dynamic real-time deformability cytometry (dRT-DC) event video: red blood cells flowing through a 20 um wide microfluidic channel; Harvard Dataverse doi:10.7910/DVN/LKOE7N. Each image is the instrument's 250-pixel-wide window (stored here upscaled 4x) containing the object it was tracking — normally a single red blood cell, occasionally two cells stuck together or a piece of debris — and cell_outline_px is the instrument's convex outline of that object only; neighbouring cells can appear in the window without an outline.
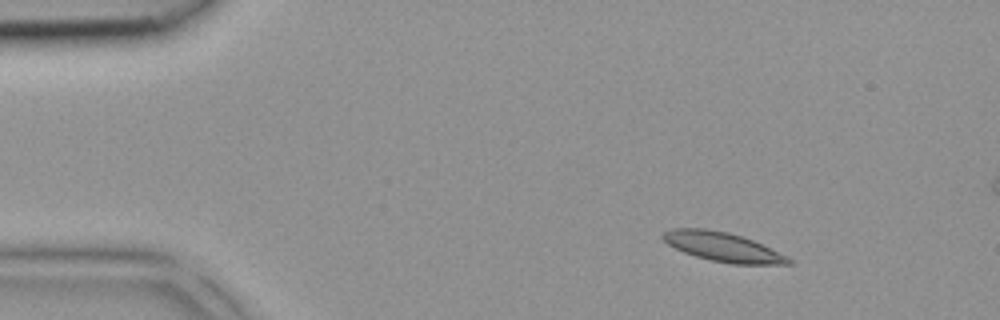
{"species": "common noctule bat (a hibernating species)", "species_latin": "Nyctalus noctula", "temperature_condition": "room temperature", "stored_images_in_passage": 40, "camera_frame_rate_fps": 3000, "um_per_image_px": 0.085, "animal": {"sex": "female", "body_mass_g": 18.4}, "frame": {"image": 1, "passage_image": 2, "time_ms": 0.333, "image_size_px": [1000, 320], "cell_outline_px": [[792, 264], [732, 264], [712, 260], [696, 256], [684, 252], [668, 244], [660, 236], [664, 232], [672, 228], [704, 228], [728, 232], [752, 240], [788, 256], [792, 260]], "centroid_in_image_um": [61.43, 20.98], "position_along_channel_um": 23.6, "area_um2": 21.15}}
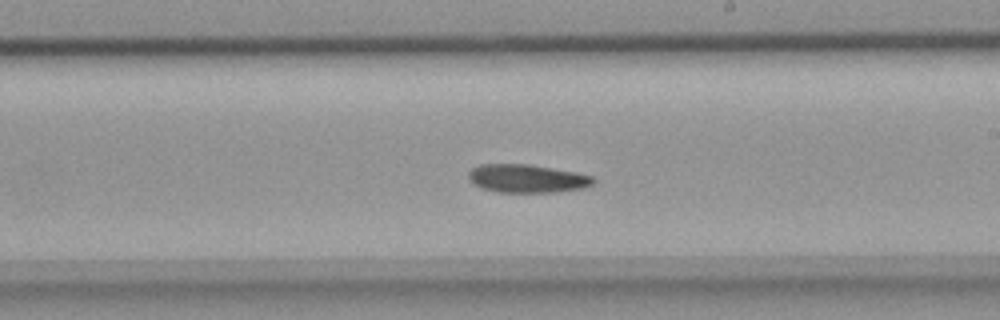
{"frame": {"image": 2, "passage_image": 21, "time_ms": 6.667, "image_size_px": [1000, 320], "cell_outline_px": [[596, 180], [592, 184], [584, 188], [556, 192], [496, 192], [480, 188], [472, 184], [468, 176], [468, 172], [472, 168], [480, 164], [528, 164], [576, 172], [592, 176]], "centroid_in_image_um": [44.77, 15.18], "position_along_channel_um": 244.2, "area_um2": 20.69}}
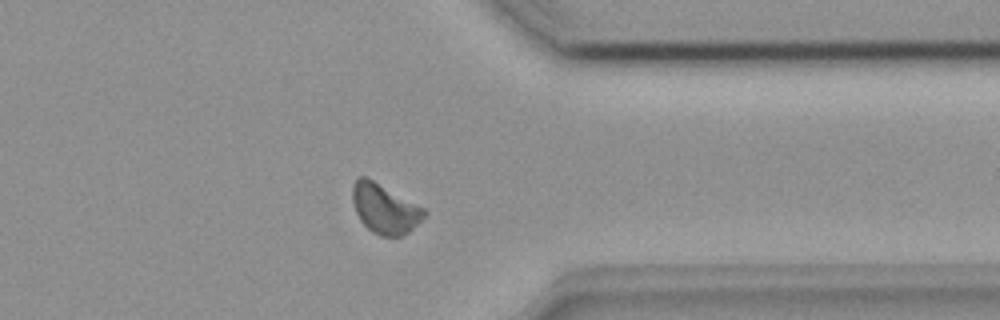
{"frame": {"image": 3, "passage_image": 30, "time_ms": 9.667, "image_size_px": [1000, 320], "cell_outline_px": [[428, 212], [408, 232], [400, 236], [380, 236], [372, 232], [360, 220], [356, 212], [352, 200], [352, 184], [360, 176], [364, 176], [372, 180], [424, 208]], "centroid_in_image_um": [32.67, 17.74], "position_along_channel_um": 378.7, "area_um2": 20.29}}